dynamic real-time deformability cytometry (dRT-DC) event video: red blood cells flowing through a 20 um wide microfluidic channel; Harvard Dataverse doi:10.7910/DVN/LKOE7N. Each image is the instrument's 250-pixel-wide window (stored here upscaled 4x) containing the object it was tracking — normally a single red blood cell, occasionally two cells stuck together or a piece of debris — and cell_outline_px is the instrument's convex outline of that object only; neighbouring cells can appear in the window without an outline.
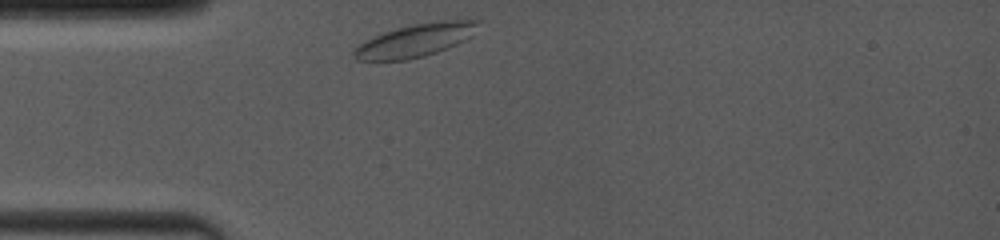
{"species": "common noctule bat (a hibernating species)", "species_latin": "Nyctalus noctula", "temperature_condition": "room temperature", "stored_images_in_passage": 12, "camera_frame_rate_fps": 4000, "um_per_image_px": 0.085, "animal": {"sex": "female", "body_mass_g": 19.0, "forearm_length_mm": 53.3}, "frame": {"image": 1, "passage_image": 1, "time_ms": 0.0, "image_size_px": [1000, 240], "cell_outline_px": [[480, 20], [472, 36], [456, 44], [436, 52], [424, 56], [408, 60], [356, 60], [352, 56], [352, 52], [364, 40], [384, 32], [396, 28], [412, 24], [440, 20]], "centroid_in_image_um": [35.28, 3.43], "position_along_channel_um": 49.7, "area_um2": 23.76}}
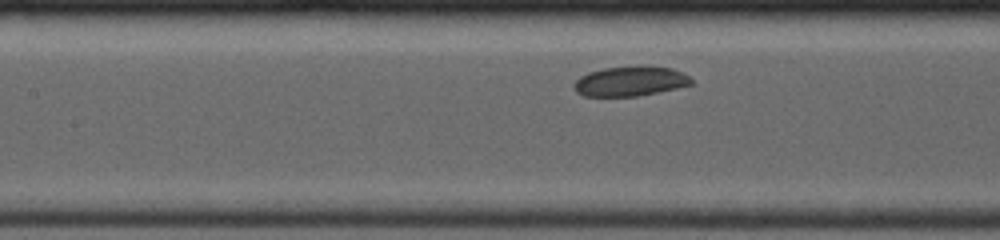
{"frame": {"image": 2, "passage_image": 9, "time_ms": 3.0, "image_size_px": [1000, 240], "cell_outline_px": [[692, 84], [676, 88], [636, 96], [584, 96], [576, 92], [572, 88], [572, 84], [580, 76], [588, 72], [604, 68], [672, 68], [684, 72], [692, 80]], "centroid_in_image_um": [53.51, 6.94], "position_along_channel_um": 153.9, "area_um2": 19.77}}
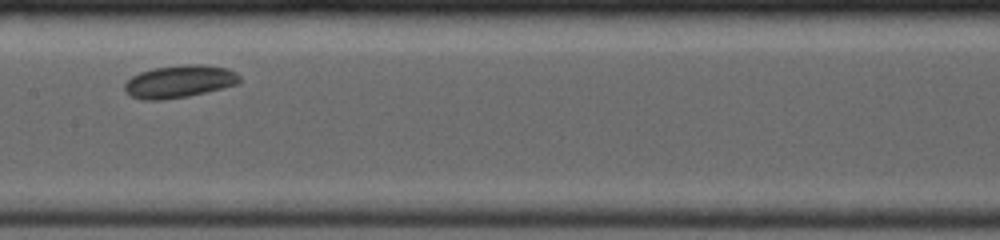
{"frame": {"image": 3, "passage_image": 11, "time_ms": 4.0, "image_size_px": [1000, 240], "cell_outline_px": [[240, 84], [188, 96], [164, 100], [144, 100], [132, 96], [124, 92], [124, 84], [132, 76], [140, 72], [152, 68], [184, 64], [204, 64], [228, 68], [236, 72], [240, 76]], "centroid_in_image_um": [15.26, 6.92], "position_along_channel_um": 192.1, "area_um2": 22.08}}